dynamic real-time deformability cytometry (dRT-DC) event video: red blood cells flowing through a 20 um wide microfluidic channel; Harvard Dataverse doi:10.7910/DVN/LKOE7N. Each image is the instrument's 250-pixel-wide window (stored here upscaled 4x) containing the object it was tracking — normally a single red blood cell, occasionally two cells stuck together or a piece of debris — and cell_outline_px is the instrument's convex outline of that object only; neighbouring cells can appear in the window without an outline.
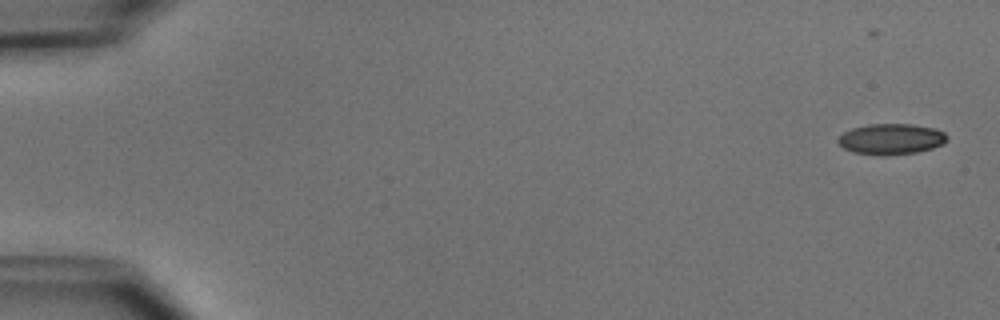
{"species": "common noctule bat (a hibernating species)", "species_latin": "Nyctalus noctula", "temperature_condition": "cold", "stored_images_in_passage": 6, "camera_frame_rate_fps": 3000, "um_per_image_px": 0.085, "animal": {"sex": "male", "body_mass_g": 15.6}, "frame": {"image": 1, "passage_image": 2, "time_ms": 1.0, "image_size_px": [1000, 320], "cell_outline_px": [[948, 140], [944, 144], [932, 148], [916, 152], [852, 152], [844, 148], [836, 140], [844, 132], [852, 128], [872, 124], [912, 124], [936, 128], [944, 132], [948, 136]], "centroid_in_image_um": [75.81, 11.76], "position_along_channel_um": 9.2, "area_um2": 18.73}}
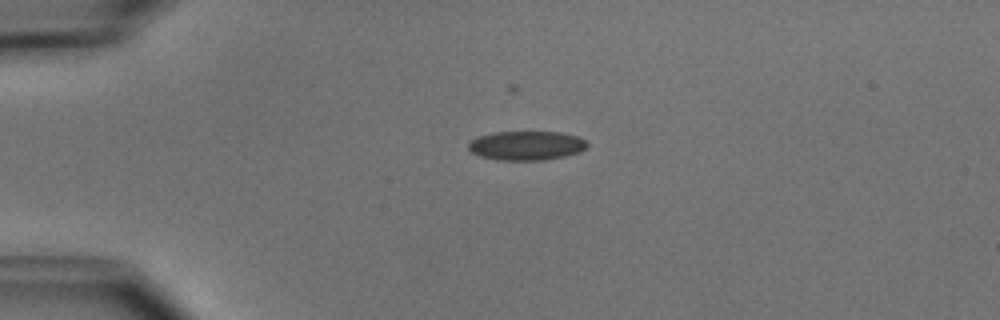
{"frame": {"image": 2, "passage_image": 5, "time_ms": 4.667, "image_size_px": [1000, 320], "cell_outline_px": [[588, 144], [580, 152], [564, 156], [544, 160], [500, 160], [480, 156], [472, 152], [468, 148], [468, 144], [476, 136], [492, 132], [560, 132], [576, 136], [584, 140]], "centroid_in_image_um": [44.71, 12.37], "position_along_channel_um": 40.3, "area_um2": 20.11}}